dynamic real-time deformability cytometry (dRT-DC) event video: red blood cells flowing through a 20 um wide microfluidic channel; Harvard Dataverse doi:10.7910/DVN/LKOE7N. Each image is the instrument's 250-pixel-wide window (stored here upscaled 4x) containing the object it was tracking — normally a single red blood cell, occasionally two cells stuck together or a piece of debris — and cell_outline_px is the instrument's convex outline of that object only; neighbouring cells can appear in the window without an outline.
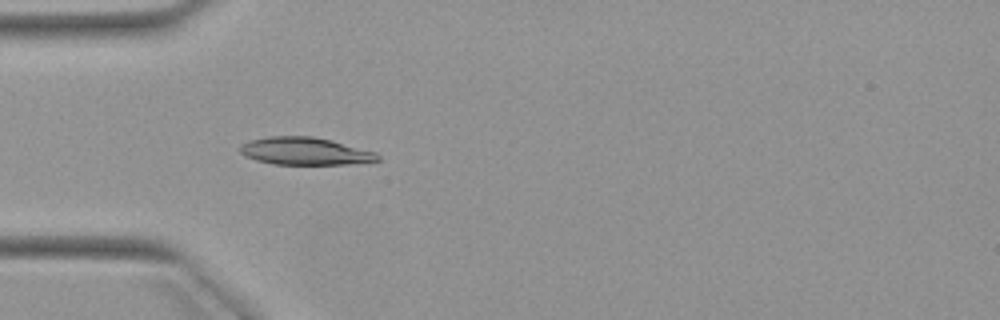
{"species": "Egyptian fruit bat (a non-hibernating species)", "species_latin": "Rousettus aegyptiacus", "temperature_condition": "warm", "stored_images_in_passage": 4, "camera_frame_rate_fps": 3000, "um_per_image_px": 0.085, "animal": {"sex": "female"}, "frame": {"image": 1, "passage_image": 4, "time_ms": 4.333, "image_size_px": [1000, 320], "cell_outline_px": [[380, 160], [348, 164], [276, 164], [256, 160], [244, 156], [240, 152], [240, 148], [244, 144], [252, 140], [268, 136], [312, 136], [332, 140], [376, 152], [380, 156]], "centroid_in_image_um": [25.95, 12.84], "position_along_channel_um": 59.0, "area_um2": 21.91}}